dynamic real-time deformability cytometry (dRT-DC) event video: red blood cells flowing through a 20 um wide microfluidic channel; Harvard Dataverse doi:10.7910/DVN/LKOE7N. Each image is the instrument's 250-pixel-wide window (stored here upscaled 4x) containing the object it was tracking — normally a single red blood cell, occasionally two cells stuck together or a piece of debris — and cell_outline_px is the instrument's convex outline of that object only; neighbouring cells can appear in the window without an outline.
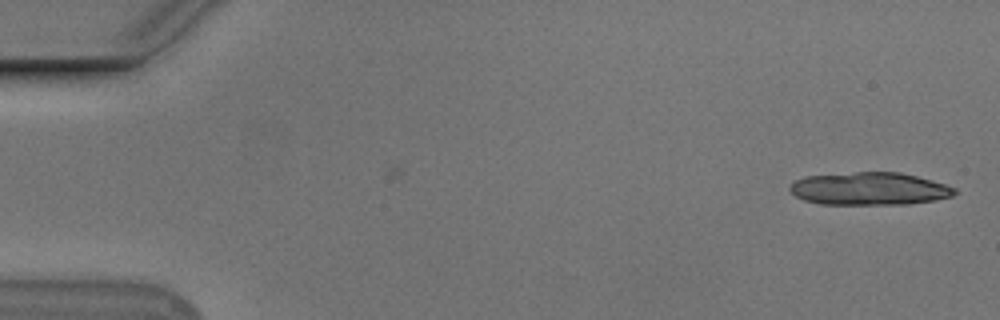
{"species": "Egyptian fruit bat (a non-hibernating species)", "species_latin": "Rousettus aegyptiacus", "temperature_condition": "cold", "stored_images_in_passage": 15, "camera_frame_rate_fps": 3000, "um_per_image_px": 0.085, "animal": {"sex": "male"}, "frame": {"image": 1, "passage_image": 1, "time_ms": 0.0, "image_size_px": [1000, 320], "cell_outline_px": [[956, 192], [952, 196], [936, 200], [908, 204], [820, 204], [804, 200], [796, 196], [788, 188], [796, 180], [804, 176], [856, 172], [900, 172], [916, 176], [944, 184], [956, 188]], "centroid_in_image_um": [73.89, 16.04], "position_along_channel_um": 11.1, "area_um2": 31.33}}